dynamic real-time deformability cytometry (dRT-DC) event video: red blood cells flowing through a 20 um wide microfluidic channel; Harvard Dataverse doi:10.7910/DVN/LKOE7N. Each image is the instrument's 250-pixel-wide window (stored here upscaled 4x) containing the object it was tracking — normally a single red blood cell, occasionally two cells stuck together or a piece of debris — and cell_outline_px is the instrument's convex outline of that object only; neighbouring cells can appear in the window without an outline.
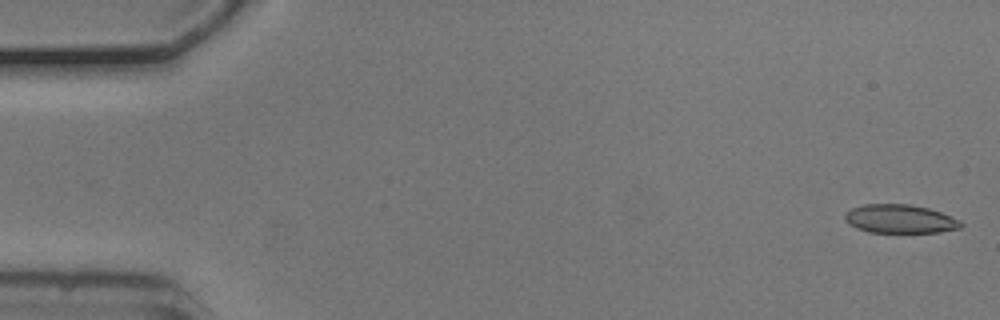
{"species": "common noctule bat (a hibernating species)", "species_latin": "Nyctalus noctula", "temperature_condition": "cold", "stored_images_in_passage": 54, "camera_frame_rate_fps": 3000, "um_per_image_px": 0.085, "animal": {"sex": "male", "body_mass_g": 20.5, "forearm_length_mm": 52.5}, "frame": {"image": 1, "passage_image": 1, "time_ms": 0.0, "image_size_px": [1000, 320], "cell_outline_px": [[964, 224], [960, 228], [940, 232], [868, 232], [856, 228], [848, 224], [844, 220], [844, 212], [852, 208], [864, 204], [912, 204], [928, 208], [940, 212], [960, 220]], "centroid_in_image_um": [76.46, 18.6], "position_along_channel_um": 8.5, "area_um2": 19.48}}
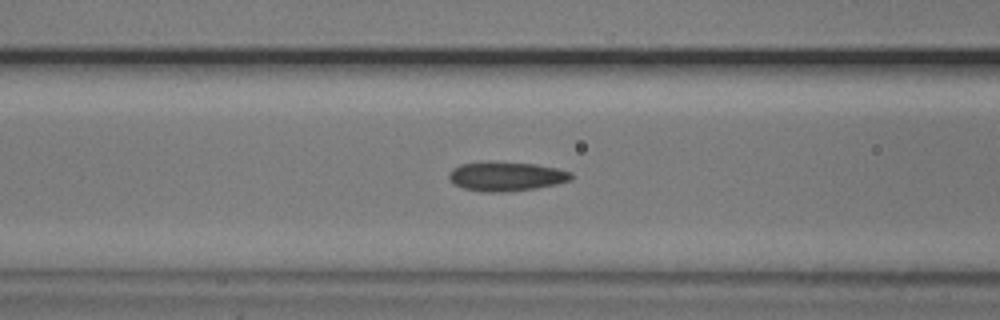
{"frame": {"image": 2, "passage_image": 21, "time_ms": 6.667, "image_size_px": [1000, 320], "cell_outline_px": [[572, 180], [556, 184], [536, 188], [500, 192], [484, 192], [464, 188], [456, 184], [448, 176], [448, 172], [452, 168], [460, 164], [484, 160], [488, 160], [536, 164], [556, 168], [572, 172]], "centroid_in_image_um": [43.01, 14.96], "position_along_channel_um": 123.6, "area_um2": 21.1}}
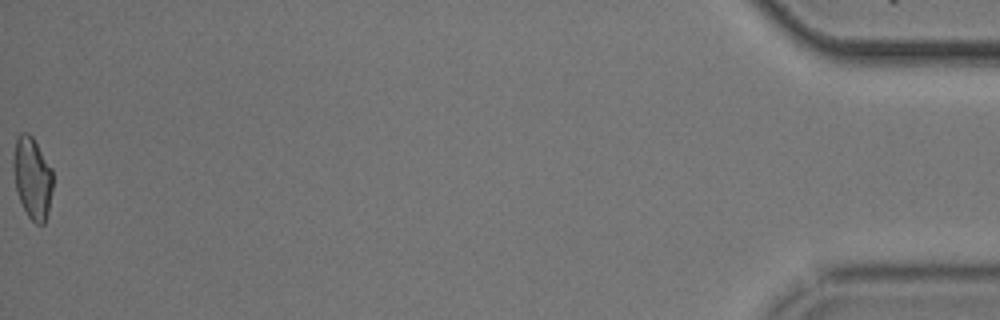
{"frame": {"image": 3, "passage_image": 54, "time_ms": 17.667, "image_size_px": [1000, 320], "cell_outline_px": [[52, 188], [48, 212], [44, 224], [36, 224], [28, 216], [20, 200], [16, 188], [12, 164], [12, 156], [16, 140], [20, 132], [28, 132], [32, 136], [52, 168]], "centroid_in_image_um": [2.74, 15.09], "position_along_channel_um": 432.5, "area_um2": 18.79}, "authors_computed_cell_mechanics": {"area_um2": 20.0277, "velocity_mm_per_s": 3.734, "shape_relaxation_time_tau1_ms": 7.3571, "shape_relaxation_time_tau2_ms": 2.6409, "deformation_change_tau1": 0.1499, "deformation_change_tau2": 0.0932}}